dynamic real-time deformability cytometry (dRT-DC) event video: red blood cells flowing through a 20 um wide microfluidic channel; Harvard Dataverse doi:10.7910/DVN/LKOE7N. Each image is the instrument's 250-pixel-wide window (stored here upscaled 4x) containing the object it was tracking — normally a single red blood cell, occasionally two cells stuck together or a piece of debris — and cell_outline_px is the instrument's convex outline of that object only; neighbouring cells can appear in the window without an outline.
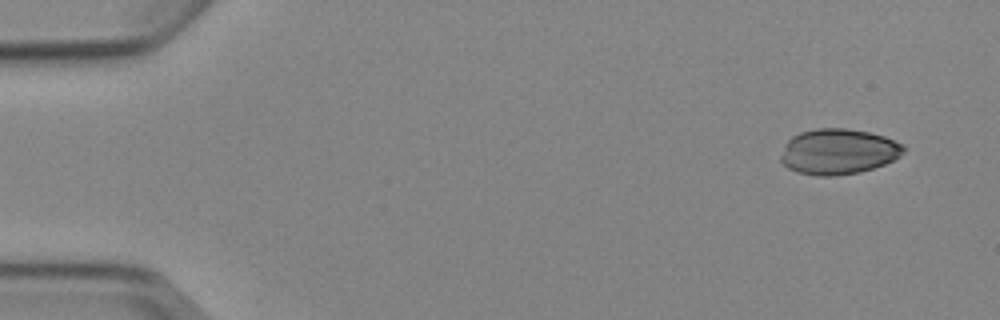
{"species": "Egyptian fruit bat (a non-hibernating species)", "species_latin": "Rousettus aegyptiacus", "temperature_condition": "cold", "stored_images_in_passage": 5, "camera_frame_rate_fps": 3000, "um_per_image_px": 0.085, "animal": {"sex": "female"}, "frame": {"image": 1, "passage_image": 1, "time_ms": 0.0, "image_size_px": [1000, 320], "cell_outline_px": [[904, 152], [900, 156], [884, 164], [860, 172], [836, 176], [816, 176], [796, 172], [788, 168], [780, 160], [780, 156], [784, 144], [792, 136], [800, 132], [816, 128], [844, 128], [868, 132], [884, 136], [904, 144]], "centroid_in_image_um": [71.23, 12.89], "position_along_channel_um": 13.8, "area_um2": 32.77}}
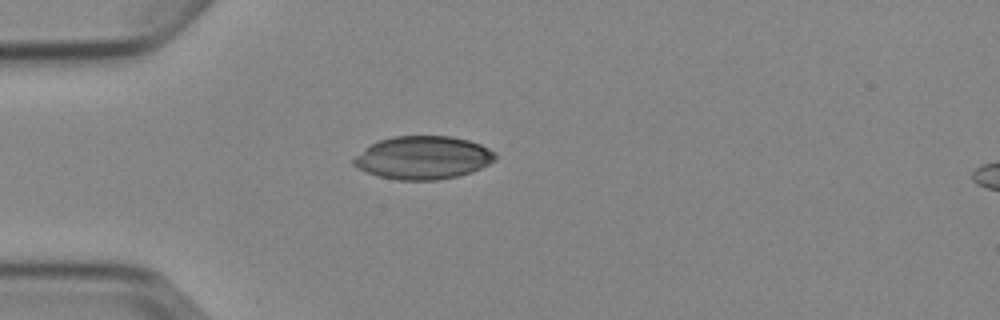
{"frame": {"image": 2, "passage_image": 4, "time_ms": 3.667, "image_size_px": [1000, 320], "cell_outline_px": [[496, 156], [488, 164], [472, 172], [456, 176], [436, 180], [396, 180], [376, 176], [356, 168], [352, 164], [352, 160], [356, 156], [372, 144], [380, 140], [392, 136], [452, 136], [468, 140], [480, 144], [496, 152]], "centroid_in_image_um": [35.94, 13.41], "position_along_channel_um": 49.1, "area_um2": 35.49}}